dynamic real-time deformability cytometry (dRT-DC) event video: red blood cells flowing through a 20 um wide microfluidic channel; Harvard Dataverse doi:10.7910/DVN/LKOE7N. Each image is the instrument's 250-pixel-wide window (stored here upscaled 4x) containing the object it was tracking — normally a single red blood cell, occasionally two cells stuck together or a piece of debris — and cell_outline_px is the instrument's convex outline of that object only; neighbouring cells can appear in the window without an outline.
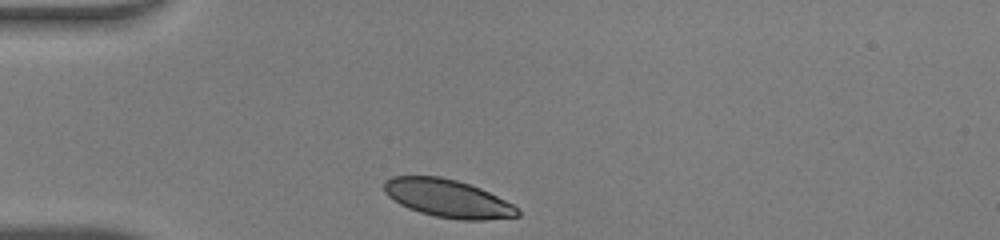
{"species": "human", "species_latin": "Homo sapiens", "temperature_condition": "warm", "stored_images_in_passage": 28, "camera_frame_rate_fps": 3000, "um_per_image_px": 0.085, "donor": {"sex": "male"}, "frame": {"image": 1, "passage_image": 1, "time_ms": 0.0, "image_size_px": [1000, 240], "cell_outline_px": [[520, 216], [484, 220], [460, 220], [436, 216], [420, 212], [408, 208], [400, 204], [388, 196], [384, 192], [384, 180], [392, 176], [440, 176], [456, 180], [480, 188], [512, 204], [520, 212]], "centroid_in_image_um": [38.03, 16.86], "position_along_channel_um": 47.0, "area_um2": 29.3}}
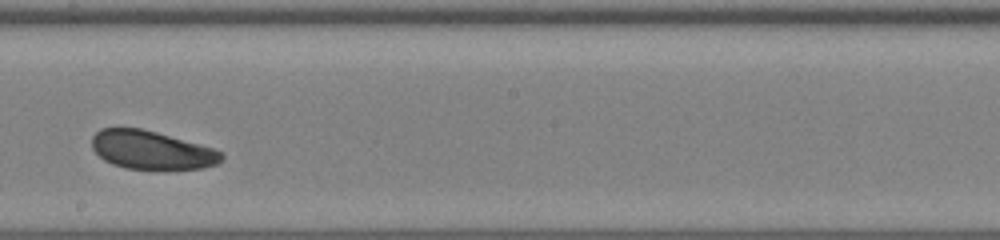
{"frame": {"image": 2, "passage_image": 16, "time_ms": 5.0, "image_size_px": [1000, 240], "cell_outline_px": [[224, 156], [220, 164], [204, 168], [160, 172], [128, 168], [112, 164], [104, 160], [92, 148], [92, 136], [100, 128], [140, 128], [156, 132], [212, 148], [220, 152]], "centroid_in_image_um": [12.91, 12.81], "position_along_channel_um": 235.3, "area_um2": 29.65}}
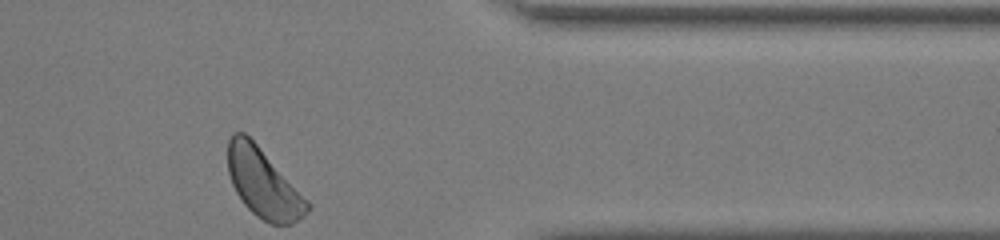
{"frame": {"image": 3, "passage_image": 28, "time_ms": 9.0, "image_size_px": [1000, 240], "cell_outline_px": [[312, 208], [308, 212], [292, 224], [272, 224], [256, 216], [244, 204], [236, 192], [232, 184], [228, 172], [228, 140], [232, 132], [244, 132], [256, 144], [312, 204]], "centroid_in_image_um": [22.38, 15.59], "position_along_channel_um": 389.0, "area_um2": 31.56}, "authors_computed_cell_mechanics": {"area_um2": 30.1427, "velocity_mm_per_s": 4.256, "shape_relaxation_time_tau1_ms": 2.6901, "shape_relaxation_time_tau2_ms": null, "deformation_change_tau1": 0.0766, "deformation_change_tau2": null}}